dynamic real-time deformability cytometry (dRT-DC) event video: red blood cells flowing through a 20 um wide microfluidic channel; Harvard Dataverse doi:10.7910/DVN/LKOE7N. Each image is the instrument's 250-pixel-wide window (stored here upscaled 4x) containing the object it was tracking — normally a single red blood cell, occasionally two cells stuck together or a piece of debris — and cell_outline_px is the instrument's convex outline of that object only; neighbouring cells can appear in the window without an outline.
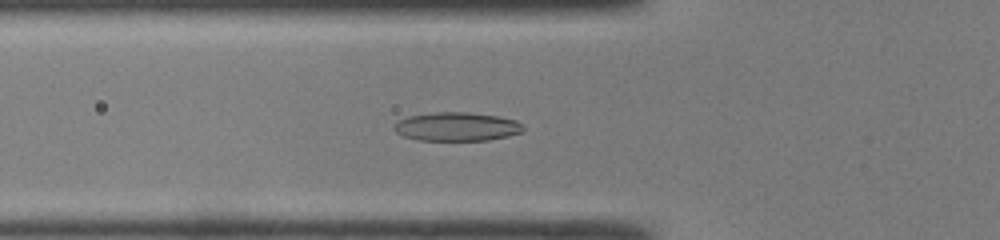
{"species": "common noctule bat (a hibernating species)", "species_latin": "Nyctalus noctula", "temperature_condition": "room temperature", "stored_images_in_passage": 48, "camera_frame_rate_fps": 3000, "um_per_image_px": 0.085, "animal": {"sex": "male", "body_mass_g": 19.0, "forearm_length_mm": 50.8}, "frame": {"image": 1, "passage_image": 18, "time_ms": 5.667, "image_size_px": [1000, 240], "cell_outline_px": [[524, 128], [520, 132], [508, 136], [488, 140], [420, 140], [404, 136], [396, 132], [392, 128], [400, 120], [408, 116], [436, 112], [468, 112], [500, 116], [516, 120]], "centroid_in_image_um": [38.83, 10.76], "position_along_channel_um": 87.0, "area_um2": 21.44}}
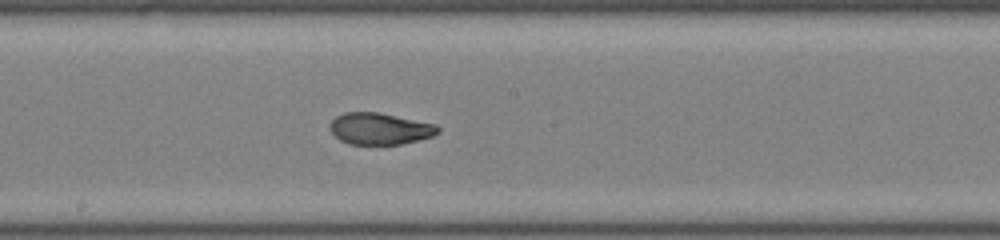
{"frame": {"image": 2, "passage_image": 27, "time_ms": 8.667, "image_size_px": [1000, 240], "cell_outline_px": [[440, 132], [432, 136], [400, 144], [348, 144], [340, 140], [328, 128], [328, 124], [336, 116], [344, 112], [380, 112], [436, 124], [440, 128]], "centroid_in_image_um": [32.26, 10.92], "position_along_channel_um": 215.9, "area_um2": 20.0}}
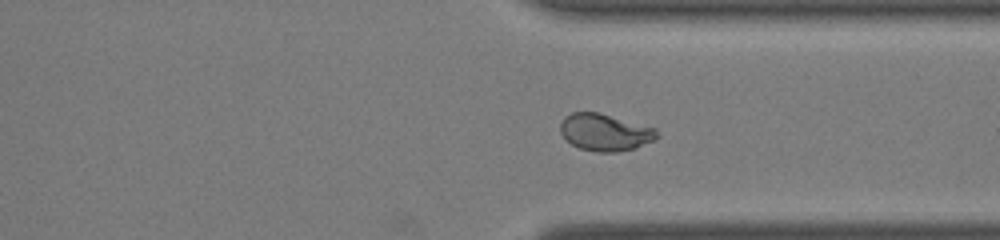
{"frame": {"image": 3, "passage_image": 37, "time_ms": 12.0, "image_size_px": [1000, 240], "cell_outline_px": [[660, 136], [656, 140], [636, 148], [616, 152], [600, 152], [580, 148], [572, 144], [560, 132], [560, 124], [564, 116], [572, 112], [600, 112], [656, 128]], "centroid_in_image_um": [51.46, 11.23], "position_along_channel_um": 359.9, "area_um2": 21.04}, "authors_computed_cell_mechanics": {"area_um2": 20.8947, "velocity_mm_per_s": 4.3035, "shape_relaxation_time_tau1_ms": 5.2226, "shape_relaxation_time_tau2_ms": 0.9829, "deformation_change_tau1": 0.2035, "deformation_change_tau2": 0.0558}}